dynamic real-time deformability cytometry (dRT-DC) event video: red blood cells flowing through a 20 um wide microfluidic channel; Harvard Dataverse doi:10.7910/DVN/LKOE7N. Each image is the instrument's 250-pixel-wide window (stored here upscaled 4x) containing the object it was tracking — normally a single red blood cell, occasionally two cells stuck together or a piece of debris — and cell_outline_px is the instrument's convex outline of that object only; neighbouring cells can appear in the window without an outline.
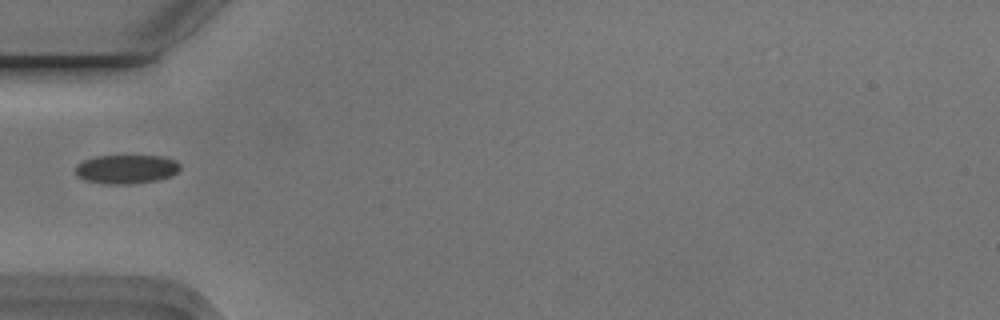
{"species": "Egyptian fruit bat (a non-hibernating species)", "species_latin": "Rousettus aegyptiacus", "temperature_condition": "cold", "stored_images_in_passage": 31, "camera_frame_rate_fps": 3000, "um_per_image_px": 0.085, "animal": {"sex": "male"}, "frame": {"image": 1, "passage_image": 1, "time_ms": 0.0, "image_size_px": [1000, 320], "cell_outline_px": [[180, 168], [172, 176], [156, 180], [132, 184], [104, 184], [84, 180], [76, 176], [76, 164], [84, 160], [96, 156], [160, 156], [176, 160], [180, 164]], "centroid_in_image_um": [10.72, 14.38], "position_along_channel_um": 74.3, "area_um2": 17.74}}
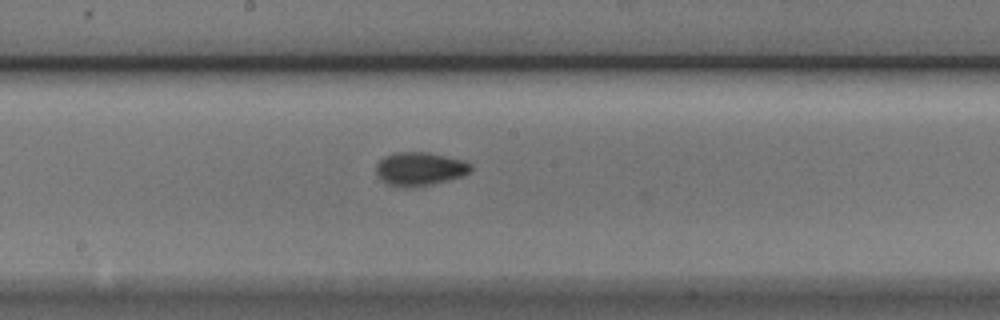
{"frame": {"image": 2, "passage_image": 12, "time_ms": 3.667, "image_size_px": [1000, 320], "cell_outline_px": [[472, 168], [468, 172], [460, 176], [448, 180], [428, 184], [388, 184], [376, 172], [376, 164], [384, 156], [392, 152], [428, 152], [464, 160], [472, 164]], "centroid_in_image_um": [35.7, 14.28], "position_along_channel_um": 212.5, "area_um2": 17.69}}
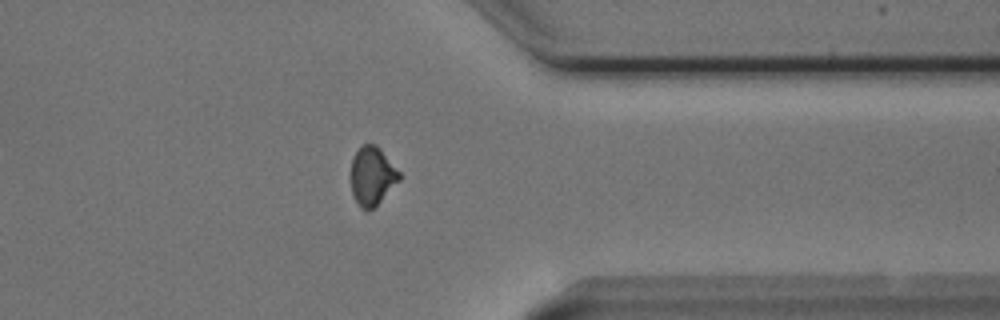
{"frame": {"image": 3, "passage_image": 26, "time_ms": 8.333, "image_size_px": [1000, 320], "cell_outline_px": [[400, 180], [368, 212], [360, 208], [352, 192], [352, 160], [356, 152], [364, 144], [376, 144], [380, 148], [400, 172]], "centroid_in_image_um": [31.64, 14.95], "position_along_channel_um": 379.8, "area_um2": 16.13}}